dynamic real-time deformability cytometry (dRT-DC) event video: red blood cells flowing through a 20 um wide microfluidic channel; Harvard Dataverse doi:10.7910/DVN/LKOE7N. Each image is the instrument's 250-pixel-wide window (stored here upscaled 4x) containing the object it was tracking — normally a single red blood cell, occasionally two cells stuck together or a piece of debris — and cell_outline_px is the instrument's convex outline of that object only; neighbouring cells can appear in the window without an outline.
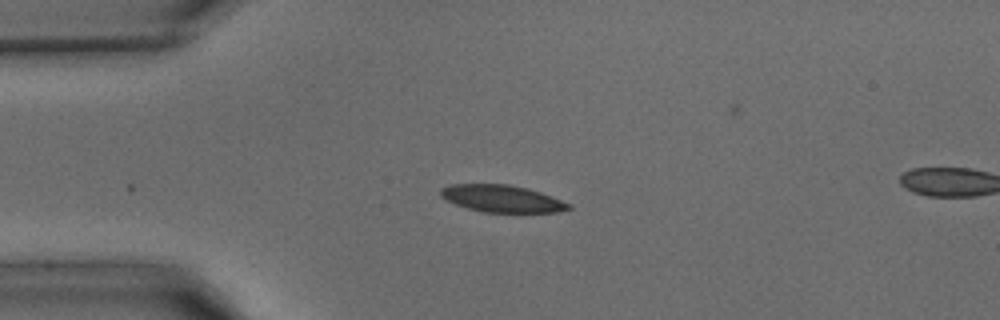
{"species": "common noctule bat (a hibernating species)", "species_latin": "Nyctalus noctula", "temperature_condition": "warm", "stored_images_in_passage": 4, "camera_frame_rate_fps": 3000, "um_per_image_px": 0.085, "animal": {"sex": "male", "body_mass_g": 15.6}, "frame": {"image": 1, "passage_image": 1, "time_ms": 0.0, "image_size_px": [1000, 320], "cell_outline_px": [[572, 208], [560, 212], [484, 212], [468, 208], [456, 204], [440, 196], [440, 188], [448, 184], [508, 184], [528, 188], [552, 196], [572, 204]], "centroid_in_image_um": [42.69, 16.87], "position_along_channel_um": 42.3, "area_um2": 20.29}}